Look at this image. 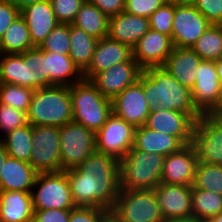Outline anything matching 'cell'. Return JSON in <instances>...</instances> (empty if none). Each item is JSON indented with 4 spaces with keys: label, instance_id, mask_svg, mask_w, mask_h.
I'll use <instances>...</instances> for the list:
<instances>
[{
    "label": "cell",
    "instance_id": "8fae6325",
    "mask_svg": "<svg viewBox=\"0 0 222 222\" xmlns=\"http://www.w3.org/2000/svg\"><path fill=\"white\" fill-rule=\"evenodd\" d=\"M135 130L134 125L112 112L101 129L95 133L96 151L120 161L133 147Z\"/></svg>",
    "mask_w": 222,
    "mask_h": 222
},
{
    "label": "cell",
    "instance_id": "e575fe53",
    "mask_svg": "<svg viewBox=\"0 0 222 222\" xmlns=\"http://www.w3.org/2000/svg\"><path fill=\"white\" fill-rule=\"evenodd\" d=\"M192 187L222 195V165L198 162Z\"/></svg>",
    "mask_w": 222,
    "mask_h": 222
},
{
    "label": "cell",
    "instance_id": "4316f807",
    "mask_svg": "<svg viewBox=\"0 0 222 222\" xmlns=\"http://www.w3.org/2000/svg\"><path fill=\"white\" fill-rule=\"evenodd\" d=\"M183 146L176 137L159 133L143 125L136 127L132 148L166 157L178 152Z\"/></svg>",
    "mask_w": 222,
    "mask_h": 222
},
{
    "label": "cell",
    "instance_id": "44dd1931",
    "mask_svg": "<svg viewBox=\"0 0 222 222\" xmlns=\"http://www.w3.org/2000/svg\"><path fill=\"white\" fill-rule=\"evenodd\" d=\"M192 88V100L196 108L206 114L217 102L222 84L219 80L215 61L202 60Z\"/></svg>",
    "mask_w": 222,
    "mask_h": 222
},
{
    "label": "cell",
    "instance_id": "cb8c5ba5",
    "mask_svg": "<svg viewBox=\"0 0 222 222\" xmlns=\"http://www.w3.org/2000/svg\"><path fill=\"white\" fill-rule=\"evenodd\" d=\"M149 29V18L122 11L109 17L107 36L133 48Z\"/></svg>",
    "mask_w": 222,
    "mask_h": 222
},
{
    "label": "cell",
    "instance_id": "277c9868",
    "mask_svg": "<svg viewBox=\"0 0 222 222\" xmlns=\"http://www.w3.org/2000/svg\"><path fill=\"white\" fill-rule=\"evenodd\" d=\"M31 126L61 127L73 121L69 86L52 85L36 89L27 112Z\"/></svg>",
    "mask_w": 222,
    "mask_h": 222
},
{
    "label": "cell",
    "instance_id": "11a10c76",
    "mask_svg": "<svg viewBox=\"0 0 222 222\" xmlns=\"http://www.w3.org/2000/svg\"><path fill=\"white\" fill-rule=\"evenodd\" d=\"M166 3H175V4H180V3H185V0H165Z\"/></svg>",
    "mask_w": 222,
    "mask_h": 222
},
{
    "label": "cell",
    "instance_id": "8d00e7d4",
    "mask_svg": "<svg viewBox=\"0 0 222 222\" xmlns=\"http://www.w3.org/2000/svg\"><path fill=\"white\" fill-rule=\"evenodd\" d=\"M39 48L44 51L57 54H69L70 52V24L58 23Z\"/></svg>",
    "mask_w": 222,
    "mask_h": 222
},
{
    "label": "cell",
    "instance_id": "9c48e42d",
    "mask_svg": "<svg viewBox=\"0 0 222 222\" xmlns=\"http://www.w3.org/2000/svg\"><path fill=\"white\" fill-rule=\"evenodd\" d=\"M61 171L78 167L96 151L95 132L74 121L59 128Z\"/></svg>",
    "mask_w": 222,
    "mask_h": 222
},
{
    "label": "cell",
    "instance_id": "b9f144b4",
    "mask_svg": "<svg viewBox=\"0 0 222 222\" xmlns=\"http://www.w3.org/2000/svg\"><path fill=\"white\" fill-rule=\"evenodd\" d=\"M193 4L210 24L222 25V0H196Z\"/></svg>",
    "mask_w": 222,
    "mask_h": 222
},
{
    "label": "cell",
    "instance_id": "d6a6232c",
    "mask_svg": "<svg viewBox=\"0 0 222 222\" xmlns=\"http://www.w3.org/2000/svg\"><path fill=\"white\" fill-rule=\"evenodd\" d=\"M193 218L199 222L222 213V195L212 191L192 187Z\"/></svg>",
    "mask_w": 222,
    "mask_h": 222
},
{
    "label": "cell",
    "instance_id": "f546056e",
    "mask_svg": "<svg viewBox=\"0 0 222 222\" xmlns=\"http://www.w3.org/2000/svg\"><path fill=\"white\" fill-rule=\"evenodd\" d=\"M98 39L70 24V52L73 63L83 73L90 65Z\"/></svg>",
    "mask_w": 222,
    "mask_h": 222
},
{
    "label": "cell",
    "instance_id": "4fadbf2b",
    "mask_svg": "<svg viewBox=\"0 0 222 222\" xmlns=\"http://www.w3.org/2000/svg\"><path fill=\"white\" fill-rule=\"evenodd\" d=\"M171 39L174 47L192 48L210 23L194 4L174 3Z\"/></svg>",
    "mask_w": 222,
    "mask_h": 222
},
{
    "label": "cell",
    "instance_id": "7bdbcfd3",
    "mask_svg": "<svg viewBox=\"0 0 222 222\" xmlns=\"http://www.w3.org/2000/svg\"><path fill=\"white\" fill-rule=\"evenodd\" d=\"M107 209L76 206L71 209L69 222H100Z\"/></svg>",
    "mask_w": 222,
    "mask_h": 222
},
{
    "label": "cell",
    "instance_id": "6da1fadb",
    "mask_svg": "<svg viewBox=\"0 0 222 222\" xmlns=\"http://www.w3.org/2000/svg\"><path fill=\"white\" fill-rule=\"evenodd\" d=\"M120 161L94 151L78 167L66 171L76 206L111 210L120 189Z\"/></svg>",
    "mask_w": 222,
    "mask_h": 222
},
{
    "label": "cell",
    "instance_id": "bcb514c9",
    "mask_svg": "<svg viewBox=\"0 0 222 222\" xmlns=\"http://www.w3.org/2000/svg\"><path fill=\"white\" fill-rule=\"evenodd\" d=\"M107 16H113L124 11L125 0H88Z\"/></svg>",
    "mask_w": 222,
    "mask_h": 222
},
{
    "label": "cell",
    "instance_id": "816d5d0a",
    "mask_svg": "<svg viewBox=\"0 0 222 222\" xmlns=\"http://www.w3.org/2000/svg\"><path fill=\"white\" fill-rule=\"evenodd\" d=\"M215 67H216L219 80L222 84V57L218 61H215Z\"/></svg>",
    "mask_w": 222,
    "mask_h": 222
},
{
    "label": "cell",
    "instance_id": "5b68a950",
    "mask_svg": "<svg viewBox=\"0 0 222 222\" xmlns=\"http://www.w3.org/2000/svg\"><path fill=\"white\" fill-rule=\"evenodd\" d=\"M164 158L131 148L120 160V189L154 190L161 183Z\"/></svg>",
    "mask_w": 222,
    "mask_h": 222
},
{
    "label": "cell",
    "instance_id": "7dc6e473",
    "mask_svg": "<svg viewBox=\"0 0 222 222\" xmlns=\"http://www.w3.org/2000/svg\"><path fill=\"white\" fill-rule=\"evenodd\" d=\"M207 116L222 120V87L215 105L206 113Z\"/></svg>",
    "mask_w": 222,
    "mask_h": 222
},
{
    "label": "cell",
    "instance_id": "83f0119b",
    "mask_svg": "<svg viewBox=\"0 0 222 222\" xmlns=\"http://www.w3.org/2000/svg\"><path fill=\"white\" fill-rule=\"evenodd\" d=\"M45 59L46 80L51 85L71 86L83 79V73L73 63L69 54L45 51Z\"/></svg>",
    "mask_w": 222,
    "mask_h": 222
},
{
    "label": "cell",
    "instance_id": "f35d334b",
    "mask_svg": "<svg viewBox=\"0 0 222 222\" xmlns=\"http://www.w3.org/2000/svg\"><path fill=\"white\" fill-rule=\"evenodd\" d=\"M27 124L28 119L26 112L0 103V132L2 133L1 137L7 135L10 131L16 128L23 127Z\"/></svg>",
    "mask_w": 222,
    "mask_h": 222
},
{
    "label": "cell",
    "instance_id": "e0dca14e",
    "mask_svg": "<svg viewBox=\"0 0 222 222\" xmlns=\"http://www.w3.org/2000/svg\"><path fill=\"white\" fill-rule=\"evenodd\" d=\"M197 153L192 144L164 158L161 183L193 185L198 165Z\"/></svg>",
    "mask_w": 222,
    "mask_h": 222
},
{
    "label": "cell",
    "instance_id": "1f68e13d",
    "mask_svg": "<svg viewBox=\"0 0 222 222\" xmlns=\"http://www.w3.org/2000/svg\"><path fill=\"white\" fill-rule=\"evenodd\" d=\"M32 133L33 126L28 123L23 127L10 131L1 138L8 156L29 163L33 145Z\"/></svg>",
    "mask_w": 222,
    "mask_h": 222
},
{
    "label": "cell",
    "instance_id": "7c38bea8",
    "mask_svg": "<svg viewBox=\"0 0 222 222\" xmlns=\"http://www.w3.org/2000/svg\"><path fill=\"white\" fill-rule=\"evenodd\" d=\"M191 144L199 162L222 165V120L202 114L194 124Z\"/></svg>",
    "mask_w": 222,
    "mask_h": 222
},
{
    "label": "cell",
    "instance_id": "f5cc1de1",
    "mask_svg": "<svg viewBox=\"0 0 222 222\" xmlns=\"http://www.w3.org/2000/svg\"><path fill=\"white\" fill-rule=\"evenodd\" d=\"M163 222H199L195 218H186V219H167L164 220Z\"/></svg>",
    "mask_w": 222,
    "mask_h": 222
},
{
    "label": "cell",
    "instance_id": "db71d44e",
    "mask_svg": "<svg viewBox=\"0 0 222 222\" xmlns=\"http://www.w3.org/2000/svg\"><path fill=\"white\" fill-rule=\"evenodd\" d=\"M206 222H222V213L213 216L212 218L208 219Z\"/></svg>",
    "mask_w": 222,
    "mask_h": 222
},
{
    "label": "cell",
    "instance_id": "7a4b0ae2",
    "mask_svg": "<svg viewBox=\"0 0 222 222\" xmlns=\"http://www.w3.org/2000/svg\"><path fill=\"white\" fill-rule=\"evenodd\" d=\"M139 81L150 109L176 110L188 114L195 122L202 115L193 103L191 89L180 84L161 66L143 69Z\"/></svg>",
    "mask_w": 222,
    "mask_h": 222
},
{
    "label": "cell",
    "instance_id": "ac0fdd59",
    "mask_svg": "<svg viewBox=\"0 0 222 222\" xmlns=\"http://www.w3.org/2000/svg\"><path fill=\"white\" fill-rule=\"evenodd\" d=\"M150 110L139 80L112 100L113 113L135 127L145 124Z\"/></svg>",
    "mask_w": 222,
    "mask_h": 222
},
{
    "label": "cell",
    "instance_id": "ee69618b",
    "mask_svg": "<svg viewBox=\"0 0 222 222\" xmlns=\"http://www.w3.org/2000/svg\"><path fill=\"white\" fill-rule=\"evenodd\" d=\"M20 15V10L12 0H0V40L4 32Z\"/></svg>",
    "mask_w": 222,
    "mask_h": 222
},
{
    "label": "cell",
    "instance_id": "ba28073f",
    "mask_svg": "<svg viewBox=\"0 0 222 222\" xmlns=\"http://www.w3.org/2000/svg\"><path fill=\"white\" fill-rule=\"evenodd\" d=\"M31 196L34 210L76 207L71 196L66 171L38 173Z\"/></svg>",
    "mask_w": 222,
    "mask_h": 222
},
{
    "label": "cell",
    "instance_id": "9a60e30c",
    "mask_svg": "<svg viewBox=\"0 0 222 222\" xmlns=\"http://www.w3.org/2000/svg\"><path fill=\"white\" fill-rule=\"evenodd\" d=\"M195 121L186 113L162 108L151 109L145 127L176 137L184 146L192 143Z\"/></svg>",
    "mask_w": 222,
    "mask_h": 222
},
{
    "label": "cell",
    "instance_id": "f907efd6",
    "mask_svg": "<svg viewBox=\"0 0 222 222\" xmlns=\"http://www.w3.org/2000/svg\"><path fill=\"white\" fill-rule=\"evenodd\" d=\"M8 156L4 142L0 139V169ZM1 171V170H0Z\"/></svg>",
    "mask_w": 222,
    "mask_h": 222
},
{
    "label": "cell",
    "instance_id": "60d3db41",
    "mask_svg": "<svg viewBox=\"0 0 222 222\" xmlns=\"http://www.w3.org/2000/svg\"><path fill=\"white\" fill-rule=\"evenodd\" d=\"M165 0H125L124 11L149 18L159 7L164 5Z\"/></svg>",
    "mask_w": 222,
    "mask_h": 222
},
{
    "label": "cell",
    "instance_id": "484cf974",
    "mask_svg": "<svg viewBox=\"0 0 222 222\" xmlns=\"http://www.w3.org/2000/svg\"><path fill=\"white\" fill-rule=\"evenodd\" d=\"M33 218L30 192L0 191V222H33Z\"/></svg>",
    "mask_w": 222,
    "mask_h": 222
},
{
    "label": "cell",
    "instance_id": "ffe728a7",
    "mask_svg": "<svg viewBox=\"0 0 222 222\" xmlns=\"http://www.w3.org/2000/svg\"><path fill=\"white\" fill-rule=\"evenodd\" d=\"M173 48L170 36L149 29L133 47V59L143 69L160 67L165 63Z\"/></svg>",
    "mask_w": 222,
    "mask_h": 222
},
{
    "label": "cell",
    "instance_id": "8992f818",
    "mask_svg": "<svg viewBox=\"0 0 222 222\" xmlns=\"http://www.w3.org/2000/svg\"><path fill=\"white\" fill-rule=\"evenodd\" d=\"M73 121L94 131L101 129L112 114V100L104 97L86 79L69 86Z\"/></svg>",
    "mask_w": 222,
    "mask_h": 222
},
{
    "label": "cell",
    "instance_id": "603a6c76",
    "mask_svg": "<svg viewBox=\"0 0 222 222\" xmlns=\"http://www.w3.org/2000/svg\"><path fill=\"white\" fill-rule=\"evenodd\" d=\"M202 59L192 48L174 47L161 66L180 84L192 90Z\"/></svg>",
    "mask_w": 222,
    "mask_h": 222
},
{
    "label": "cell",
    "instance_id": "d4e9b609",
    "mask_svg": "<svg viewBox=\"0 0 222 222\" xmlns=\"http://www.w3.org/2000/svg\"><path fill=\"white\" fill-rule=\"evenodd\" d=\"M0 170V191L31 193L38 172L30 163L7 156Z\"/></svg>",
    "mask_w": 222,
    "mask_h": 222
},
{
    "label": "cell",
    "instance_id": "7402d4cb",
    "mask_svg": "<svg viewBox=\"0 0 222 222\" xmlns=\"http://www.w3.org/2000/svg\"><path fill=\"white\" fill-rule=\"evenodd\" d=\"M25 20L30 38L35 47L46 39L51 31L58 25L50 0H43L20 10Z\"/></svg>",
    "mask_w": 222,
    "mask_h": 222
},
{
    "label": "cell",
    "instance_id": "836d02e7",
    "mask_svg": "<svg viewBox=\"0 0 222 222\" xmlns=\"http://www.w3.org/2000/svg\"><path fill=\"white\" fill-rule=\"evenodd\" d=\"M192 49L202 60L218 61L222 57V25L210 24Z\"/></svg>",
    "mask_w": 222,
    "mask_h": 222
},
{
    "label": "cell",
    "instance_id": "f1b7e54d",
    "mask_svg": "<svg viewBox=\"0 0 222 222\" xmlns=\"http://www.w3.org/2000/svg\"><path fill=\"white\" fill-rule=\"evenodd\" d=\"M72 25L99 40L108 34L109 16L104 14L94 4L85 0L77 12Z\"/></svg>",
    "mask_w": 222,
    "mask_h": 222
},
{
    "label": "cell",
    "instance_id": "c3c4849f",
    "mask_svg": "<svg viewBox=\"0 0 222 222\" xmlns=\"http://www.w3.org/2000/svg\"><path fill=\"white\" fill-rule=\"evenodd\" d=\"M100 222H122V221L112 212V210H107L102 215Z\"/></svg>",
    "mask_w": 222,
    "mask_h": 222
},
{
    "label": "cell",
    "instance_id": "74e56055",
    "mask_svg": "<svg viewBox=\"0 0 222 222\" xmlns=\"http://www.w3.org/2000/svg\"><path fill=\"white\" fill-rule=\"evenodd\" d=\"M174 18V3H165L149 17L150 29L171 37Z\"/></svg>",
    "mask_w": 222,
    "mask_h": 222
},
{
    "label": "cell",
    "instance_id": "4dcf8cb0",
    "mask_svg": "<svg viewBox=\"0 0 222 222\" xmlns=\"http://www.w3.org/2000/svg\"><path fill=\"white\" fill-rule=\"evenodd\" d=\"M28 26L21 15L4 32L0 40V53L22 54L34 48Z\"/></svg>",
    "mask_w": 222,
    "mask_h": 222
},
{
    "label": "cell",
    "instance_id": "d6986e66",
    "mask_svg": "<svg viewBox=\"0 0 222 222\" xmlns=\"http://www.w3.org/2000/svg\"><path fill=\"white\" fill-rule=\"evenodd\" d=\"M123 62H136L133 48L105 36L97 41L92 61L83 72V79L90 80L95 74Z\"/></svg>",
    "mask_w": 222,
    "mask_h": 222
},
{
    "label": "cell",
    "instance_id": "30bf717a",
    "mask_svg": "<svg viewBox=\"0 0 222 222\" xmlns=\"http://www.w3.org/2000/svg\"><path fill=\"white\" fill-rule=\"evenodd\" d=\"M29 163L38 173L61 171L60 130L54 126H33Z\"/></svg>",
    "mask_w": 222,
    "mask_h": 222
},
{
    "label": "cell",
    "instance_id": "2e32d148",
    "mask_svg": "<svg viewBox=\"0 0 222 222\" xmlns=\"http://www.w3.org/2000/svg\"><path fill=\"white\" fill-rule=\"evenodd\" d=\"M154 193L164 220L193 217L192 185L160 183Z\"/></svg>",
    "mask_w": 222,
    "mask_h": 222
},
{
    "label": "cell",
    "instance_id": "d590c367",
    "mask_svg": "<svg viewBox=\"0 0 222 222\" xmlns=\"http://www.w3.org/2000/svg\"><path fill=\"white\" fill-rule=\"evenodd\" d=\"M34 91L16 84L0 83V103L27 113Z\"/></svg>",
    "mask_w": 222,
    "mask_h": 222
},
{
    "label": "cell",
    "instance_id": "681fc988",
    "mask_svg": "<svg viewBox=\"0 0 222 222\" xmlns=\"http://www.w3.org/2000/svg\"><path fill=\"white\" fill-rule=\"evenodd\" d=\"M19 10L43 0H12Z\"/></svg>",
    "mask_w": 222,
    "mask_h": 222
},
{
    "label": "cell",
    "instance_id": "ab89813d",
    "mask_svg": "<svg viewBox=\"0 0 222 222\" xmlns=\"http://www.w3.org/2000/svg\"><path fill=\"white\" fill-rule=\"evenodd\" d=\"M59 23L72 24L85 0H50Z\"/></svg>",
    "mask_w": 222,
    "mask_h": 222
},
{
    "label": "cell",
    "instance_id": "52a82bcc",
    "mask_svg": "<svg viewBox=\"0 0 222 222\" xmlns=\"http://www.w3.org/2000/svg\"><path fill=\"white\" fill-rule=\"evenodd\" d=\"M112 212L122 222H163L154 190L119 189Z\"/></svg>",
    "mask_w": 222,
    "mask_h": 222
},
{
    "label": "cell",
    "instance_id": "5bb4252c",
    "mask_svg": "<svg viewBox=\"0 0 222 222\" xmlns=\"http://www.w3.org/2000/svg\"><path fill=\"white\" fill-rule=\"evenodd\" d=\"M143 68L137 62H123L95 74L89 81L106 98L113 100L139 80Z\"/></svg>",
    "mask_w": 222,
    "mask_h": 222
},
{
    "label": "cell",
    "instance_id": "f6af8a7d",
    "mask_svg": "<svg viewBox=\"0 0 222 222\" xmlns=\"http://www.w3.org/2000/svg\"><path fill=\"white\" fill-rule=\"evenodd\" d=\"M71 209L34 210L33 222H69Z\"/></svg>",
    "mask_w": 222,
    "mask_h": 222
},
{
    "label": "cell",
    "instance_id": "3957f363",
    "mask_svg": "<svg viewBox=\"0 0 222 222\" xmlns=\"http://www.w3.org/2000/svg\"><path fill=\"white\" fill-rule=\"evenodd\" d=\"M0 83L33 90L52 86L46 80L45 51L34 47L22 54L0 53Z\"/></svg>",
    "mask_w": 222,
    "mask_h": 222
},
{
    "label": "cell",
    "instance_id": "9f6ffc18",
    "mask_svg": "<svg viewBox=\"0 0 222 222\" xmlns=\"http://www.w3.org/2000/svg\"><path fill=\"white\" fill-rule=\"evenodd\" d=\"M196 0H185V3L193 4Z\"/></svg>",
    "mask_w": 222,
    "mask_h": 222
}]
</instances>
